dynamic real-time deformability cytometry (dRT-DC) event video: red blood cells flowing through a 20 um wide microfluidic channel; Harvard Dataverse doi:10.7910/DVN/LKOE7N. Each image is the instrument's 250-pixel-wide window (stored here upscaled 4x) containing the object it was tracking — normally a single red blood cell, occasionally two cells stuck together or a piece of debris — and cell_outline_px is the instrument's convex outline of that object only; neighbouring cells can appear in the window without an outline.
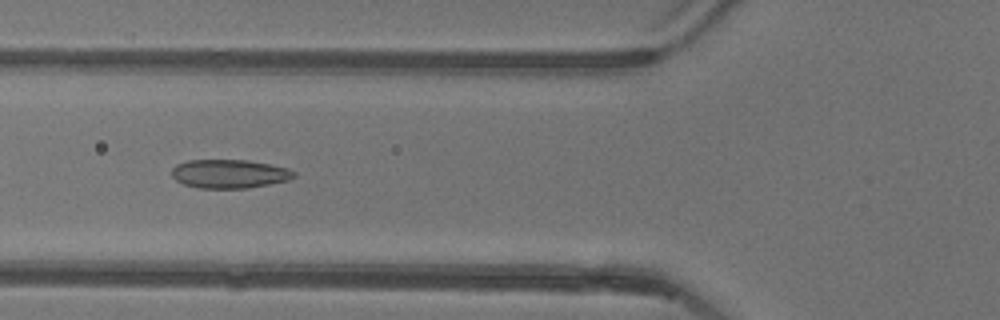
{"species": "common noctule bat (a hibernating species)", "species_latin": "Nyctalus noctula", "temperature_condition": "warm", "stored_images_in_passage": 29, "camera_frame_rate_fps": 3000, "um_per_image_px": 0.085, "animal": {"sex": "female"}, "frame": {"image": 1, "passage_image": 5, "time_ms": 1.333, "image_size_px": [1000, 320], "cell_outline_px": [[296, 176], [288, 180], [248, 188], [200, 188], [184, 184], [176, 180], [172, 176], [172, 168], [176, 164], [188, 160], [248, 160], [288, 168], [296, 172]], "centroid_in_image_um": [19.49, 14.77], "position_along_channel_um": 106.3, "area_um2": 20.4}}
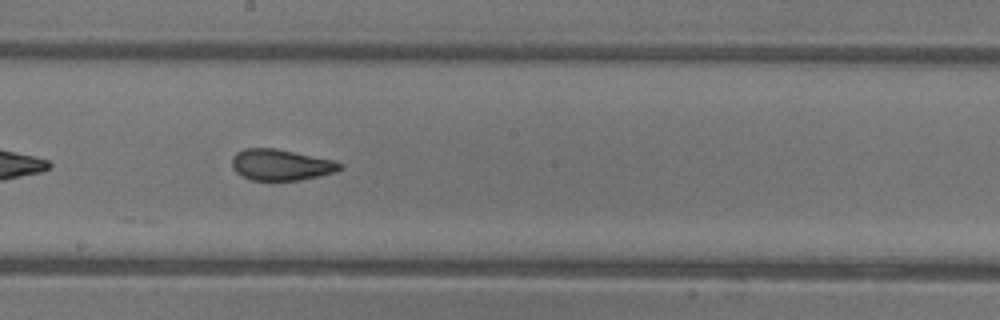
{"frame": {"image": 2, "passage_image": 14, "time_ms": 4.333, "image_size_px": [1000, 320], "cell_outline_px": [[344, 168], [336, 172], [300, 180], [252, 180], [240, 176], [232, 168], [232, 156], [236, 152], [244, 148], [276, 148], [336, 160], [344, 164]], "centroid_in_image_um": [23.9, 14.0], "position_along_channel_um": 224.3, "area_um2": 19.94}}
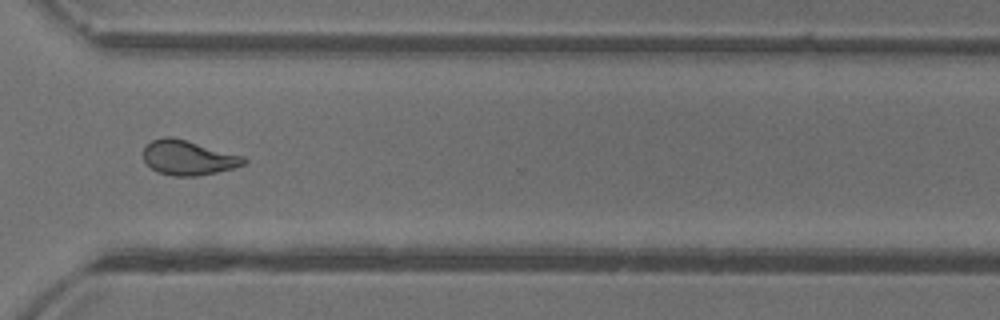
{"frame": {"image": 3, "passage_image": 24, "time_ms": 7.667, "image_size_px": [1000, 320], "cell_outline_px": [[248, 160], [244, 164], [232, 168], [216, 172], [196, 176], [172, 176], [156, 172], [144, 160], [144, 148], [152, 140], [164, 136], [172, 136], [244, 156]], "centroid_in_image_um": [15.99, 13.4], "position_along_channel_um": 354.6, "area_um2": 20.23}, "authors_computed_cell_mechanics": {"area_um2": 19.941, "velocity_mm_per_s": 3.9199, "shape_relaxation_time_tau1_ms": null, "shape_relaxation_time_tau2_ms": 1.4046, "deformation_change_tau1": null, "deformation_change_tau2": 0.07}}